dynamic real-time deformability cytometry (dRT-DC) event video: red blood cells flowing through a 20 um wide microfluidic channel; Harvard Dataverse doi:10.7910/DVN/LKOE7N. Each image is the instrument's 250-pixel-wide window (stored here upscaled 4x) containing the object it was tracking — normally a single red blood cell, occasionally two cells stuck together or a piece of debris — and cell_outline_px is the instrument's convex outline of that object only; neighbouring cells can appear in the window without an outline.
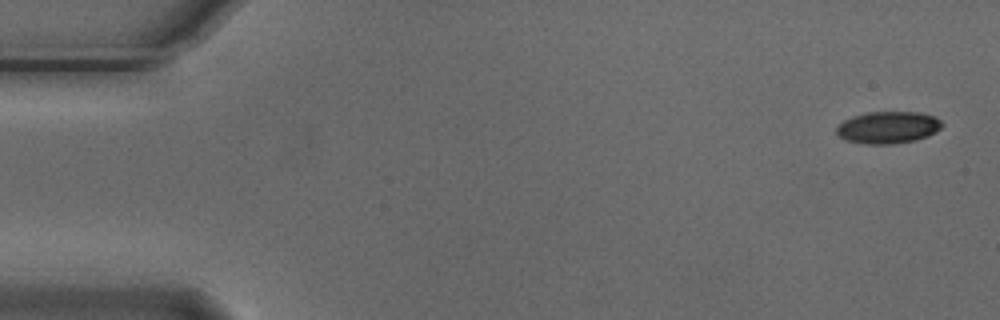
{"species": "Egyptian fruit bat (a non-hibernating species)", "species_latin": "Rousettus aegyptiacus", "temperature_condition": "cold", "stored_images_in_passage": 5, "camera_frame_rate_fps": 3000, "um_per_image_px": 0.085, "animal": {"sex": "male"}, "frame": {"image": 1, "passage_image": 1, "time_ms": 0.0, "image_size_px": [1000, 320], "cell_outline_px": [[944, 124], [936, 132], [928, 136], [916, 140], [892, 144], [868, 144], [844, 140], [836, 132], [836, 124], [844, 120], [868, 112], [920, 112], [936, 116]], "centroid_in_image_um": [75.5, 10.83], "position_along_channel_um": 9.5, "area_um2": 19.83}}
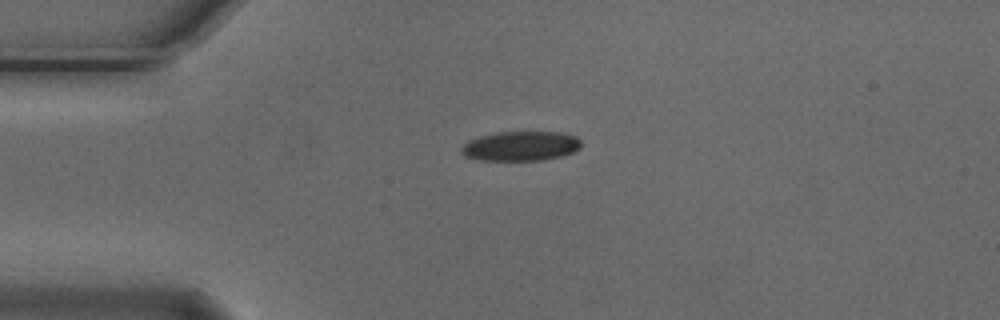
{"frame": {"image": 2, "passage_image": 4, "time_ms": 1.0, "image_size_px": [1000, 320], "cell_outline_px": [[580, 148], [572, 152], [560, 156], [544, 160], [480, 160], [464, 156], [460, 152], [460, 148], [468, 140], [480, 136], [500, 132], [560, 132], [576, 136], [580, 140]], "centroid_in_image_um": [44.23, 12.41], "position_along_channel_um": 40.8, "area_um2": 20.63}}